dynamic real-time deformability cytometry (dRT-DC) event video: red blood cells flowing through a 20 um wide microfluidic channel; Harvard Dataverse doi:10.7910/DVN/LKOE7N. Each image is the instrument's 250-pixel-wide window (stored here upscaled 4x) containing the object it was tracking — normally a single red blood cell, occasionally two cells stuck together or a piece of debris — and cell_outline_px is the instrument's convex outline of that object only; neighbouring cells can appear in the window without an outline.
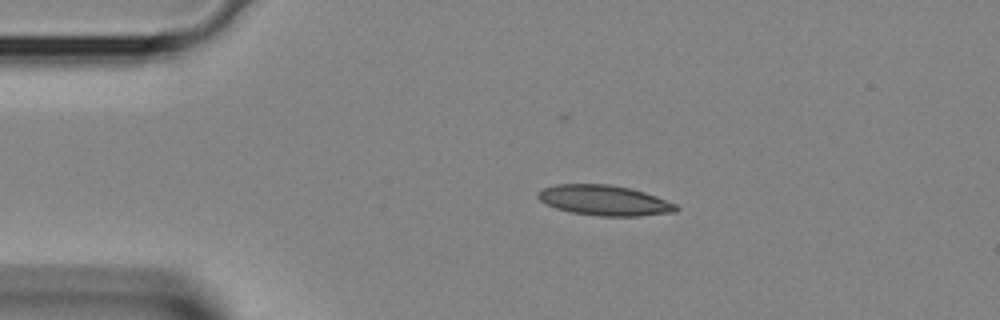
{"species": "Egyptian fruit bat (a non-hibernating species)", "species_latin": "Rousettus aegyptiacus", "temperature_condition": "room temperature", "stored_images_in_passage": 9, "camera_frame_rate_fps": 3000, "um_per_image_px": 0.085, "animal": {"sex": "female"}, "frame": {"image": 1, "passage_image": 1, "time_ms": 0.0, "image_size_px": [1000, 320], "cell_outline_px": [[680, 208], [676, 212], [640, 216], [600, 216], [568, 212], [556, 208], [540, 200], [536, 196], [544, 188], [556, 184], [608, 184], [632, 188], [656, 196], [676, 204]], "centroid_in_image_um": [51.4, 17.03], "position_along_channel_um": 33.6, "area_um2": 24.39}}
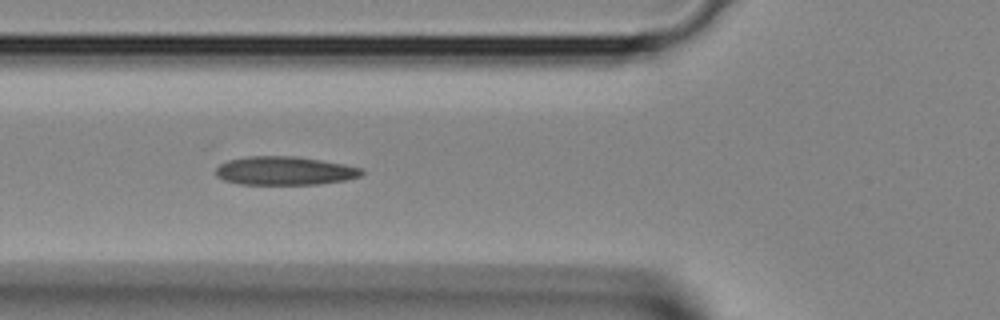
{"frame": {"image": 2, "passage_image": 7, "time_ms": 2.0, "image_size_px": [1000, 320], "cell_outline_px": [[364, 172], [360, 176], [344, 180], [316, 184], [240, 184], [224, 180], [216, 176], [216, 168], [220, 164], [228, 160], [248, 156], [296, 156], [344, 164], [364, 168]], "centroid_in_image_um": [24.19, 14.51], "position_along_channel_um": 101.6, "area_um2": 24.22}}
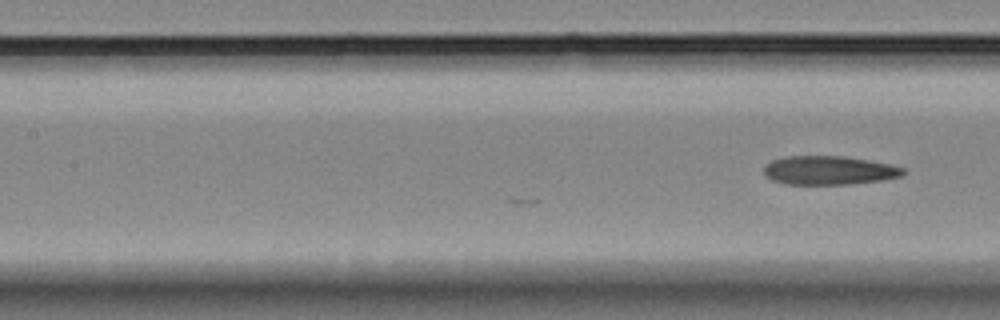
{"frame": {"image": 3, "passage_image": 9, "time_ms": 2.667, "image_size_px": [1000, 320], "cell_outline_px": [[908, 172], [900, 176], [880, 180], [848, 184], [788, 184], [772, 180], [764, 176], [764, 168], [772, 160], [784, 156], [844, 156], [892, 164], [904, 168]], "centroid_in_image_um": [70.47, 14.47], "position_along_channel_um": 136.9, "area_um2": 23.35}}